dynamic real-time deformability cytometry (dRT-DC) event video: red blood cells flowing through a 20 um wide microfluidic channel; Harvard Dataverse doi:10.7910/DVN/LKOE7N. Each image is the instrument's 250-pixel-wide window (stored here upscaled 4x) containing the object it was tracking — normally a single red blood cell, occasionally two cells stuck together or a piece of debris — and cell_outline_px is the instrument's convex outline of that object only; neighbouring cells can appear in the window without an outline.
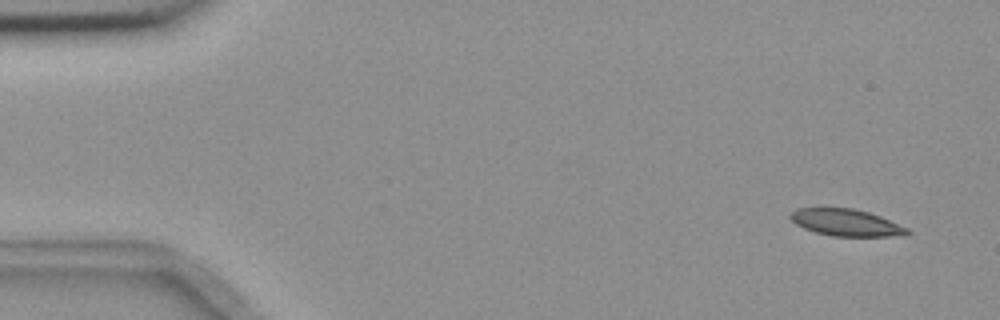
{"species": "common noctule bat (a hibernating species)", "species_latin": "Nyctalus noctula", "temperature_condition": "room temperature", "stored_images_in_passage": 4, "camera_frame_rate_fps": 3000, "um_per_image_px": 0.085, "animal": {"sex": "female", "body_mass_g": 18.4}, "frame": {"image": 1, "passage_image": 1, "time_ms": 0.0, "image_size_px": [1000, 320], "cell_outline_px": [[912, 232], [908, 236], [832, 236], [816, 232], [804, 228], [796, 224], [788, 216], [796, 208], [852, 208], [868, 212], [880, 216], [908, 228]], "centroid_in_image_um": [71.96, 18.92], "position_along_channel_um": 13.0, "area_um2": 18.32}}